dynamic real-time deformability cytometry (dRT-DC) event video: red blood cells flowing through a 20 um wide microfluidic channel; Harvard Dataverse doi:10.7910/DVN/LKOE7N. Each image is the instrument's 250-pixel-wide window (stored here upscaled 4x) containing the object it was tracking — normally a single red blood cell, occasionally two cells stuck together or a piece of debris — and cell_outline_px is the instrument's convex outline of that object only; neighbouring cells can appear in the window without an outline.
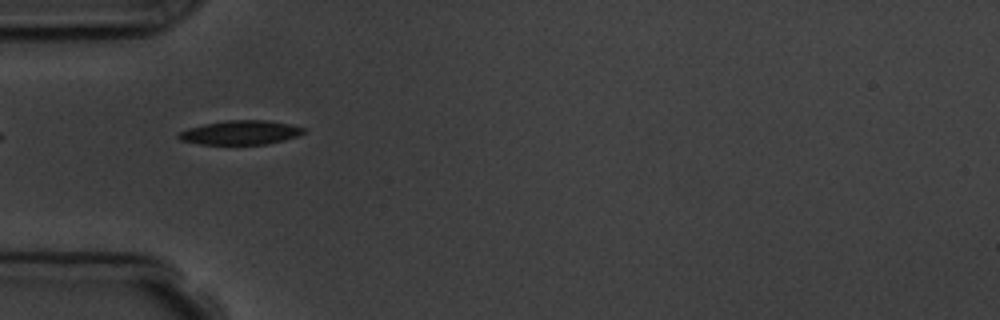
{"species": "common noctule bat (a hibernating species)", "species_latin": "Nyctalus noctula", "temperature_condition": "room temperature", "stored_images_in_passage": 15, "segment_of_instrument_passage": [2, 2], "camera_frame_rate_fps": 3000, "um_per_image_px": 0.085, "animal": {"sex": "male", "body_mass_g": 19.5, "forearm_length_mm": 54.6}, "frame": {"image": 1, "passage_image": 5, "time_ms": 5.333, "image_size_px": [1000, 320], "cell_outline_px": [[308, 132], [284, 140], [268, 144], [200, 144], [180, 140], [176, 136], [180, 132], [188, 128], [204, 124], [228, 120], [268, 120], [288, 124], [304, 128]], "centroid_in_image_um": [20.45, 11.27], "position_along_channel_um": 64.5, "area_um2": 17.51}}